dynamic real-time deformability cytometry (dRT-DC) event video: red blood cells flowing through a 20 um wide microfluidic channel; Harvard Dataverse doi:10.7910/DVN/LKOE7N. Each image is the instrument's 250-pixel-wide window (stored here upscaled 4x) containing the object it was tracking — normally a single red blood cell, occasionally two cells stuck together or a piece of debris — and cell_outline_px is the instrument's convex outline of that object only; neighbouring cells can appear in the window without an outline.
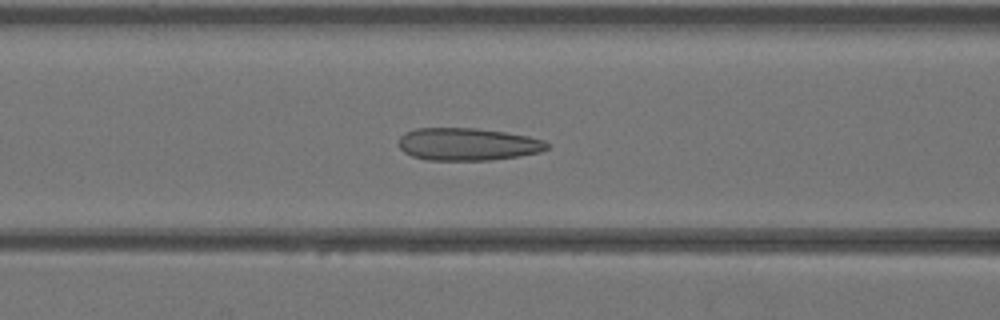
{"species": "Egyptian fruit bat (a non-hibernating species)", "species_latin": "Rousettus aegyptiacus", "temperature_condition": "warm", "stored_images_in_passage": 42, "camera_frame_rate_fps": 3000, "um_per_image_px": 0.085, "animal": {"sex": "female"}, "frame": {"image": 1, "passage_image": 17, "time_ms": 5.333, "image_size_px": [1000, 320], "cell_outline_px": [[548, 148], [540, 152], [516, 156], [488, 160], [428, 160], [412, 156], [404, 152], [400, 148], [400, 136], [404, 132], [416, 128], [476, 128], [504, 132], [528, 136], [544, 140], [548, 144]], "centroid_in_image_um": [39.73, 12.25], "position_along_channel_um": 126.9, "area_um2": 27.98}}
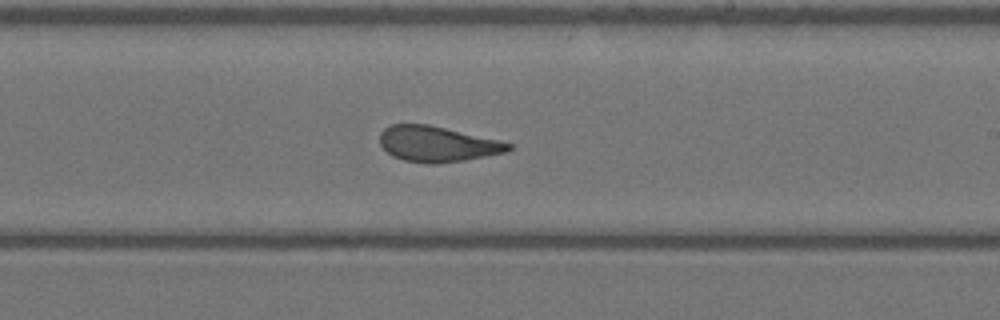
{"frame": {"image": 2, "passage_image": 25, "time_ms": 8.0, "image_size_px": [1000, 320], "cell_outline_px": [[512, 148], [508, 152], [464, 160], [436, 164], [428, 164], [404, 160], [392, 156], [380, 144], [380, 132], [384, 128], [392, 124], [428, 124], [500, 140], [512, 144]], "centroid_in_image_um": [37.18, 12.24], "position_along_channel_um": 251.8, "area_um2": 26.7}}
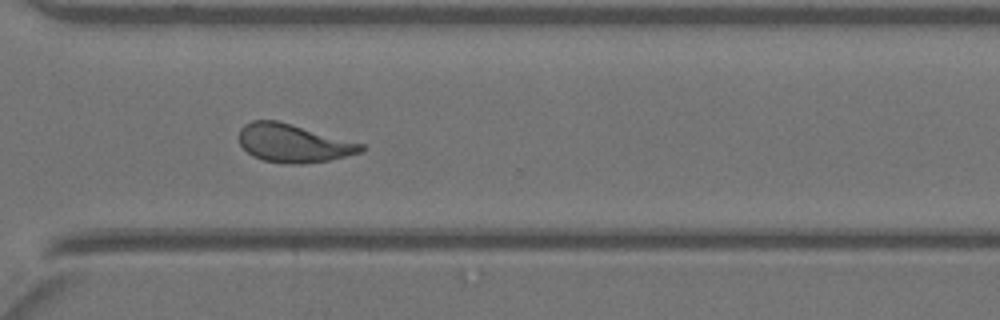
{"frame": {"image": 3, "passage_image": 31, "time_ms": 10.0, "image_size_px": [1000, 320], "cell_outline_px": [[368, 148], [364, 152], [328, 160], [300, 164], [284, 164], [264, 160], [252, 156], [240, 144], [240, 128], [244, 124], [252, 120], [276, 120], [364, 144]], "centroid_in_image_um": [24.95, 12.18], "position_along_channel_um": 345.6, "area_um2": 27.11}}